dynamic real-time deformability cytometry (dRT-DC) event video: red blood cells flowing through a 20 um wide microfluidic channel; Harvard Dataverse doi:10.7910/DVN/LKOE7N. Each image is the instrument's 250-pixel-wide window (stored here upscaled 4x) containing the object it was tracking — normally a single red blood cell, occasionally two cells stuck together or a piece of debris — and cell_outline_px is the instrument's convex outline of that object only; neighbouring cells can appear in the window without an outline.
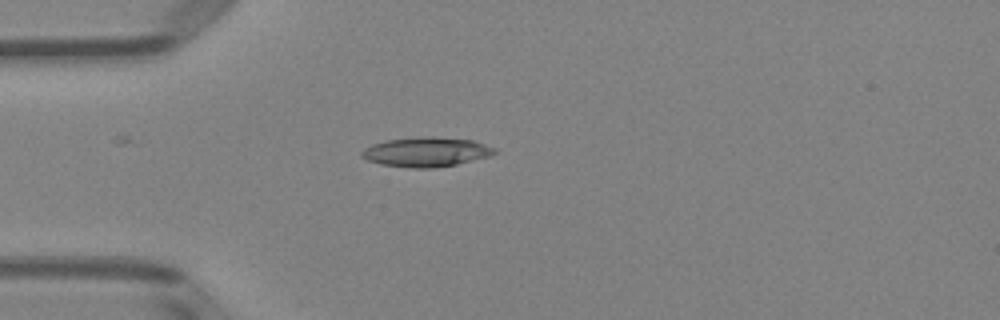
{"species": "Egyptian fruit bat (a non-hibernating species)", "species_latin": "Rousettus aegyptiacus", "temperature_condition": "room temperature", "stored_images_in_passage": 4, "camera_frame_rate_fps": 3000, "um_per_image_px": 0.085, "animal": {"sex": "female"}, "frame": {"image": 1, "passage_image": 2, "time_ms": 2.333, "image_size_px": [1000, 320], "cell_outline_px": [[496, 152], [492, 156], [456, 164], [432, 168], [412, 168], [380, 164], [368, 160], [360, 156], [360, 152], [364, 148], [372, 144], [384, 140], [432, 136], [472, 140], [496, 148]], "centroid_in_image_um": [36.22, 12.92], "position_along_channel_um": 48.8, "area_um2": 22.89}}
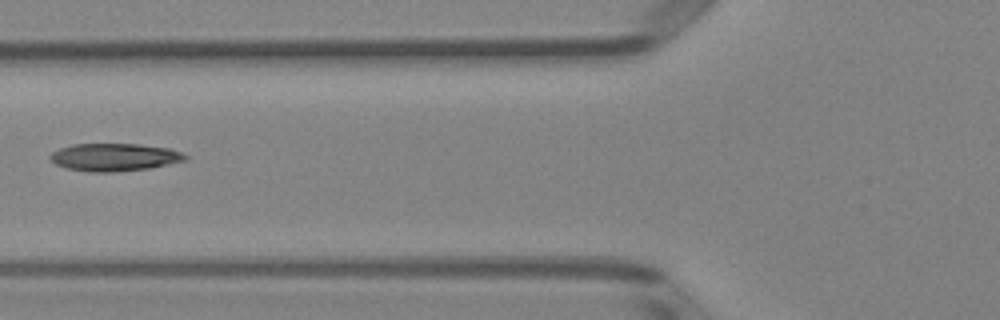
{"frame": {"image": 2, "passage_image": 4, "time_ms": 4.333, "image_size_px": [1000, 320], "cell_outline_px": [[188, 156], [184, 160], [152, 168], [112, 172], [88, 172], [64, 168], [56, 164], [48, 156], [52, 152], [60, 148], [72, 144], [140, 144], [168, 148], [184, 152]], "centroid_in_image_um": [9.72, 13.36], "position_along_channel_um": 116.1, "area_um2": 21.91}}